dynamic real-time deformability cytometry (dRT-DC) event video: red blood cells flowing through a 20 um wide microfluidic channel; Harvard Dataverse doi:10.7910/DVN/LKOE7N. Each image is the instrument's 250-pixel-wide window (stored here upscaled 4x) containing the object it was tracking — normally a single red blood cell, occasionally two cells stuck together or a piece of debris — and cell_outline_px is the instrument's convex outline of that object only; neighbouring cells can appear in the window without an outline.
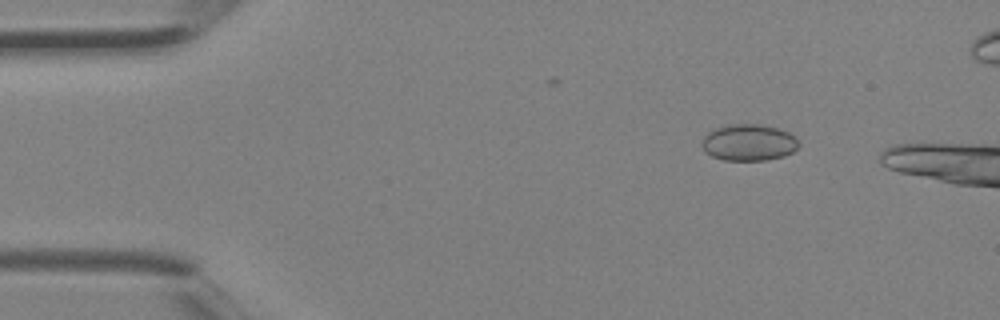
{"species": "Egyptian fruit bat (a non-hibernating species)", "species_latin": "Rousettus aegyptiacus", "temperature_condition": "room temperature", "stored_images_in_passage": 3, "camera_frame_rate_fps": 3000, "um_per_image_px": 0.085, "animal": {"sex": "female"}, "frame": {"image": 1, "passage_image": 2, "time_ms": 0.333, "image_size_px": [1000, 320], "cell_outline_px": [[800, 144], [792, 152], [784, 156], [768, 160], [724, 160], [712, 156], [704, 152], [700, 144], [704, 136], [712, 128], [728, 124], [760, 124], [776, 128], [788, 132], [796, 136]], "centroid_in_image_um": [63.61, 12.11], "position_along_channel_um": 21.4, "area_um2": 20.92}}